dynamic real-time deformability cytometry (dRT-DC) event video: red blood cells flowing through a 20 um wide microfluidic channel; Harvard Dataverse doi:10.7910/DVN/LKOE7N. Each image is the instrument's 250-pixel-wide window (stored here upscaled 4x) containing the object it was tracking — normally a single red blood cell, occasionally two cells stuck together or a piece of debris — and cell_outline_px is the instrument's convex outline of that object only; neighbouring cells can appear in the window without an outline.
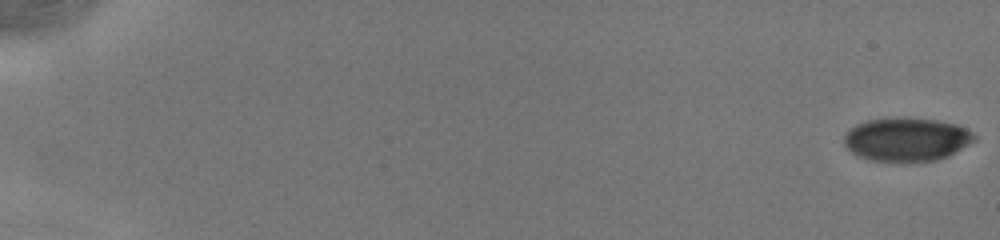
{"species": "human", "species_latin": "Homo sapiens", "temperature_condition": "cold", "stored_images_in_passage": 51, "camera_frame_rate_fps": 3000, "um_per_image_px": 0.085, "donor": {"sex": "male"}, "frame": {"image": 1, "passage_image": 1, "time_ms": 0.0, "image_size_px": [1000, 240], "cell_outline_px": [[976, 140], [948, 156], [936, 160], [904, 164], [896, 164], [868, 160], [856, 156], [844, 144], [844, 136], [856, 124], [868, 120], [888, 116], [904, 116], [936, 120], [956, 124], [972, 132], [976, 136]], "centroid_in_image_um": [77.03, 11.87], "position_along_channel_um": 8.0, "area_um2": 34.16}}
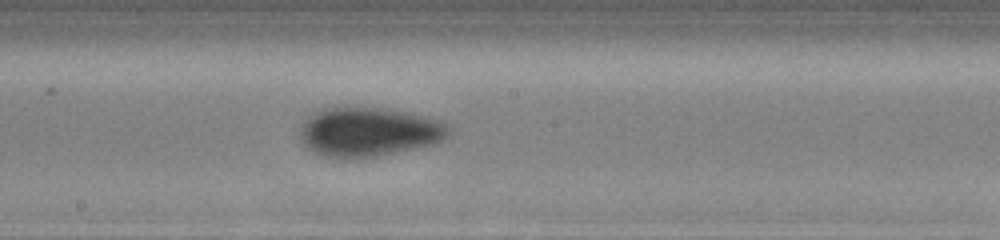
{"frame": {"image": 2, "passage_image": 30, "time_ms": 9.667, "image_size_px": [1000, 240], "cell_outline_px": [[452, 132], [448, 140], [440, 144], [364, 160], [332, 160], [320, 156], [312, 152], [300, 140], [300, 124], [316, 108], [336, 104], [364, 104], [396, 108], [444, 120], [452, 124]], "centroid_in_image_um": [31.39, 11.18], "position_along_channel_um": 216.8, "area_um2": 46.99}}
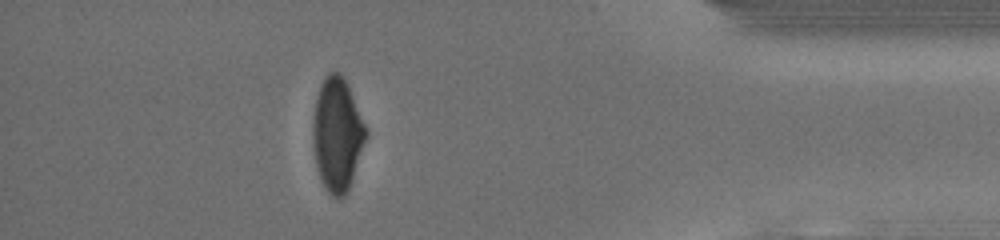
{"frame": {"image": 3, "passage_image": 46, "time_ms": 15.0, "image_size_px": [1000, 240], "cell_outline_px": [[368, 136], [348, 188], [344, 196], [332, 196], [324, 188], [320, 180], [316, 164], [312, 136], [312, 124], [316, 100], [320, 84], [328, 72], [340, 72], [348, 84], [368, 128]], "centroid_in_image_um": [28.67, 11.38], "position_along_channel_um": 406.5, "area_um2": 35.2}, "authors_computed_cell_mechanics": {"area_um2": 39.1306, "velocity_mm_per_s": 4.1888, "shape_relaxation_time_tau1_ms": 2.7214, "shape_relaxation_time_tau2_ms": 2.7969, "deformation_change_tau1": 0.091, "deformation_change_tau2": 0.0391}}